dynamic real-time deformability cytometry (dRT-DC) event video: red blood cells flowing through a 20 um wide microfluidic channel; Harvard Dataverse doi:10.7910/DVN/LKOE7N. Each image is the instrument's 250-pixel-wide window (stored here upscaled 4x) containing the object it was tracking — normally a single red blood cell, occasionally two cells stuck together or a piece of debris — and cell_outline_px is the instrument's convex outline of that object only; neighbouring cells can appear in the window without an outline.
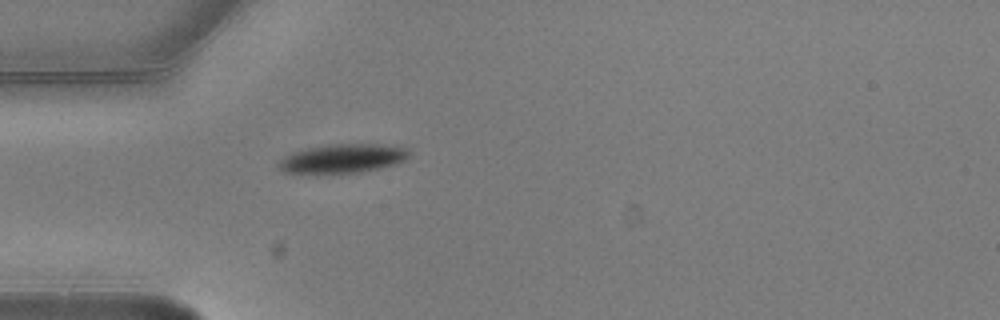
{"species": "common noctule bat (a hibernating species)", "species_latin": "Nyctalus noctula", "temperature_condition": "warm", "stored_images_in_passage": 1, "camera_frame_rate_fps": 3000, "um_per_image_px": 0.085, "animal": {"sex": "male", "body_mass_g": 20.5, "forearm_length_mm": 52.5}, "frame": {"image": 1, "passage_image": 1, "time_ms": 0.0, "image_size_px": [1000, 320], "cell_outline_px": [[408, 156], [404, 160], [396, 164], [380, 168], [360, 172], [316, 176], [284, 172], [280, 168], [280, 160], [292, 152], [308, 148], [328, 144], [396, 144], [408, 148]], "centroid_in_image_um": [29.13, 13.5], "position_along_channel_um": 55.9, "area_um2": 22.77}}